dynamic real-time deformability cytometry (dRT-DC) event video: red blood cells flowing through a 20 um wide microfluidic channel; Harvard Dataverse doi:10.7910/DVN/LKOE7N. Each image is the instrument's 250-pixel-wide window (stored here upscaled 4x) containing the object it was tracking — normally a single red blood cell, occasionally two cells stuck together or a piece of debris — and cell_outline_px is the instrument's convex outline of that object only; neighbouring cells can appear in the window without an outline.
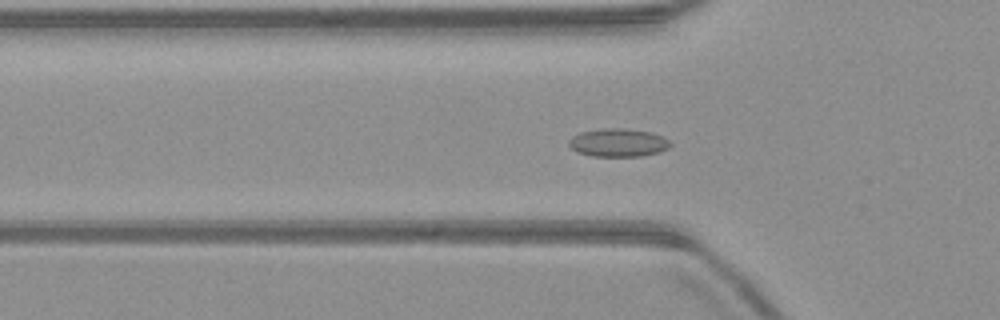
{"species": "common noctule bat (a hibernating species)", "species_latin": "Nyctalus noctula", "temperature_condition": "warm", "stored_images_in_passage": 51, "camera_frame_rate_fps": 3000, "um_per_image_px": 0.085, "animal": {"sex": "male", "body_mass_g": 23.1, "forearm_length_mm": 52.7}, "frame": {"image": 1, "passage_image": 16, "time_ms": 5.0, "image_size_px": [1000, 320], "cell_outline_px": [[672, 144], [668, 148], [660, 152], [644, 156], [592, 156], [576, 152], [568, 144], [568, 140], [572, 136], [580, 132], [600, 128], [624, 128], [652, 132], [664, 136]], "centroid_in_image_um": [52.55, 12.12], "position_along_channel_um": 73.2, "area_um2": 16.94}}
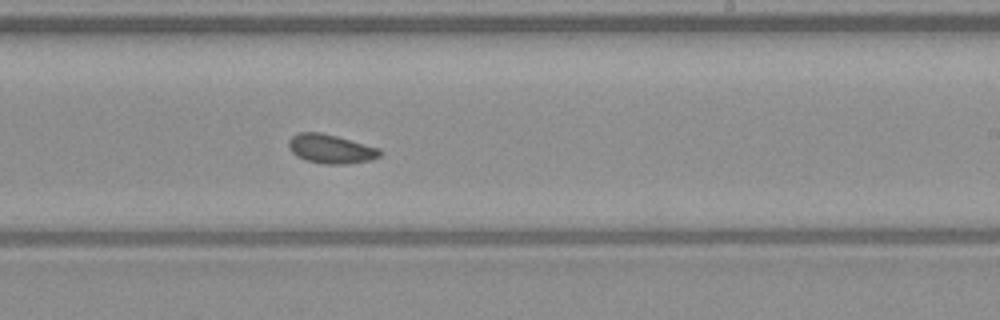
{"frame": {"image": 2, "passage_image": 30, "time_ms": 9.667, "image_size_px": [1000, 320], "cell_outline_px": [[384, 152], [380, 156], [372, 160], [344, 164], [324, 164], [304, 160], [296, 156], [288, 148], [288, 140], [292, 136], [300, 132], [320, 132], [336, 136], [380, 148]], "centroid_in_image_um": [28.12, 12.66], "position_along_channel_um": 260.9, "area_um2": 15.61}}
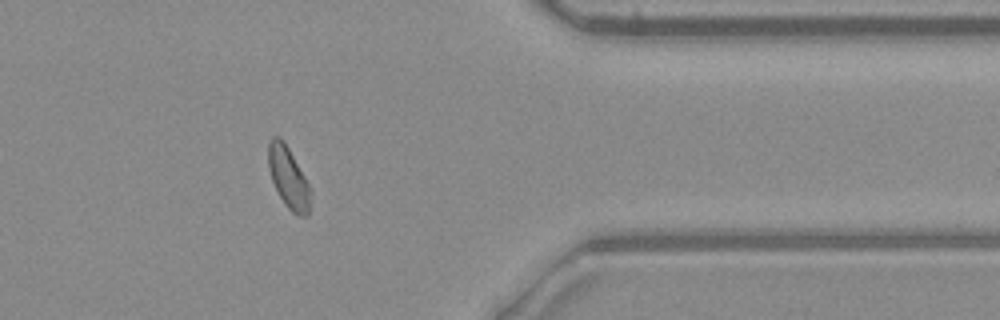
{"frame": {"image": 3, "passage_image": 41, "time_ms": 13.333, "image_size_px": [1000, 320], "cell_outline_px": [[312, 192], [308, 216], [300, 216], [292, 212], [284, 204], [272, 180], [268, 168], [268, 140], [272, 136], [280, 136], [284, 140], [304, 176]], "centroid_in_image_um": [24.51, 15.08], "position_along_channel_um": 386.9, "area_um2": 15.14}, "authors_computed_cell_mechanics": {"area_um2": 15.4326, "velocity_mm_per_s": 4.0041, "shape_relaxation_time_tau1_ms": null, "shape_relaxation_time_tau2_ms": 4.4859, "deformation_change_tau1": null, "deformation_change_tau2": 0.0963}}